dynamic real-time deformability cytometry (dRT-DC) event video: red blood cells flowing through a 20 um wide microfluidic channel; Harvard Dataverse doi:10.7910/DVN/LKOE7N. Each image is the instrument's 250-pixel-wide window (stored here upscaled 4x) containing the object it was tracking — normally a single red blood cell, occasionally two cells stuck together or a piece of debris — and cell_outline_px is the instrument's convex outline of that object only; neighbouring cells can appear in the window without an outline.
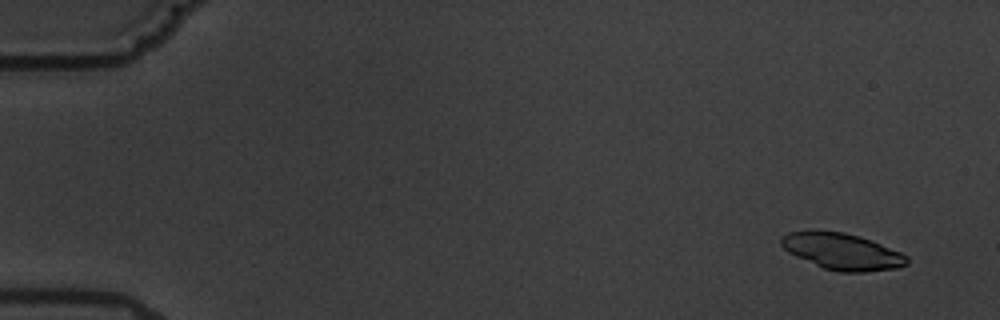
{"species": "common noctule bat (a hibernating species)", "species_latin": "Nyctalus noctula", "temperature_condition": "warm", "stored_images_in_passage": 5, "camera_frame_rate_fps": 3000, "um_per_image_px": 0.085, "animal": {"sex": "male", "body_mass_g": 19.5, "forearm_length_mm": 54.6}, "frame": {"image": 1, "passage_image": 1, "time_ms": 0.0, "image_size_px": [1000, 320], "cell_outline_px": [[908, 264], [896, 268], [864, 272], [840, 272], [824, 268], [796, 256], [788, 252], [780, 244], [780, 236], [788, 232], [844, 232], [860, 236], [900, 252], [908, 256]], "centroid_in_image_um": [71.59, 21.39], "position_along_channel_um": 13.4, "area_um2": 26.24}}
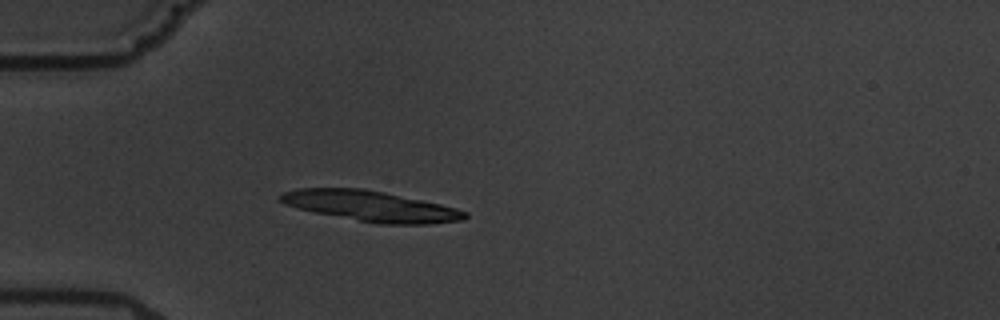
{"frame": {"image": 2, "passage_image": 5, "time_ms": 4.667, "image_size_px": [1000, 320], "cell_outline_px": [[468, 216], [464, 220], [428, 224], [376, 224], [296, 208], [284, 204], [276, 196], [284, 192], [300, 188], [364, 188], [384, 192], [440, 204], [456, 208], [468, 212]], "centroid_in_image_um": [31.52, 17.52], "position_along_channel_um": 53.5, "area_um2": 32.77}}